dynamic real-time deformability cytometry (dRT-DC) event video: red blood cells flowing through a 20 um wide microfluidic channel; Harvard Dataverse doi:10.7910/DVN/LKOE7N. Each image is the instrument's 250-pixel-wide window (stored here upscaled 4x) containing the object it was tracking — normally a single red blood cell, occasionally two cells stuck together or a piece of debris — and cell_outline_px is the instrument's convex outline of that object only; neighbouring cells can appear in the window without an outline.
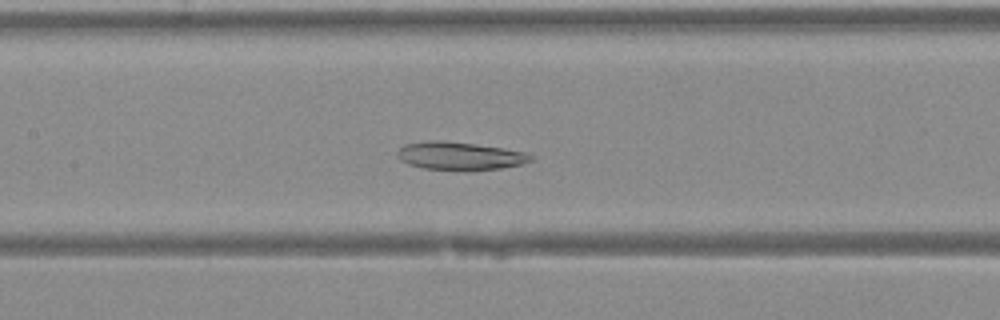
{"species": "Egyptian fruit bat (a non-hibernating species)", "species_latin": "Rousettus aegyptiacus", "temperature_condition": "warm", "stored_images_in_passage": 37, "camera_frame_rate_fps": 3000, "um_per_image_px": 0.085, "animal": {"sex": "female"}, "frame": {"image": 1, "passage_image": 14, "time_ms": 4.333, "image_size_px": [1000, 320], "cell_outline_px": [[532, 160], [520, 164], [500, 168], [424, 168], [408, 164], [400, 160], [396, 156], [396, 152], [404, 144], [432, 140], [440, 140], [504, 148], [528, 152], [532, 156]], "centroid_in_image_um": [39.05, 13.21], "position_along_channel_um": 168.4, "area_um2": 20.98}}
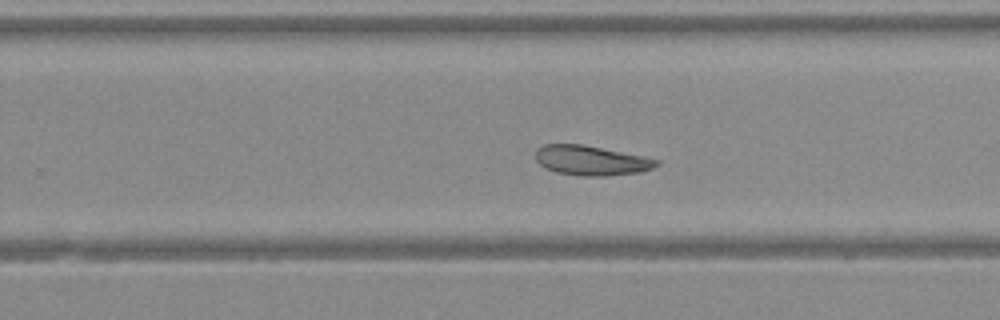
{"frame": {"image": 2, "passage_image": 21, "time_ms": 6.667, "image_size_px": [1000, 320], "cell_outline_px": [[660, 164], [652, 168], [640, 172], [608, 176], [580, 176], [556, 172], [544, 168], [536, 160], [536, 148], [544, 144], [580, 144], [660, 160]], "centroid_in_image_um": [50.21, 13.65], "position_along_channel_um": 279.6, "area_um2": 20.81}}
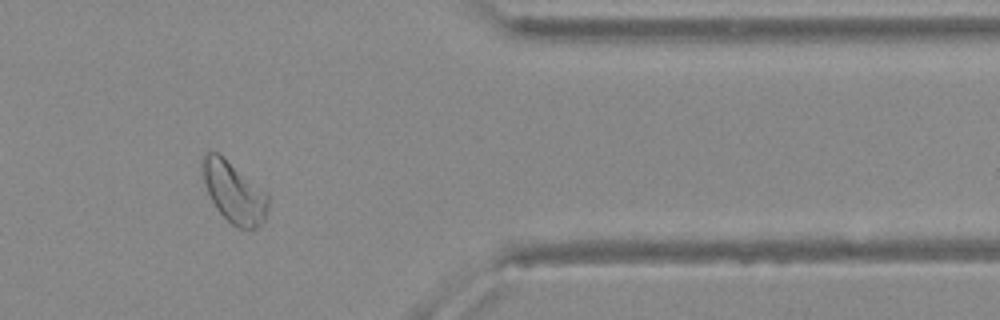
{"frame": {"image": 3, "passage_image": 29, "time_ms": 9.333, "image_size_px": [1000, 320], "cell_outline_px": [[268, 208], [264, 220], [256, 228], [236, 228], [216, 208], [208, 192], [200, 168], [200, 164], [204, 152], [216, 152], [268, 192]], "centroid_in_image_um": [19.88, 16.33], "position_along_channel_um": 391.5, "area_um2": 23.18}}